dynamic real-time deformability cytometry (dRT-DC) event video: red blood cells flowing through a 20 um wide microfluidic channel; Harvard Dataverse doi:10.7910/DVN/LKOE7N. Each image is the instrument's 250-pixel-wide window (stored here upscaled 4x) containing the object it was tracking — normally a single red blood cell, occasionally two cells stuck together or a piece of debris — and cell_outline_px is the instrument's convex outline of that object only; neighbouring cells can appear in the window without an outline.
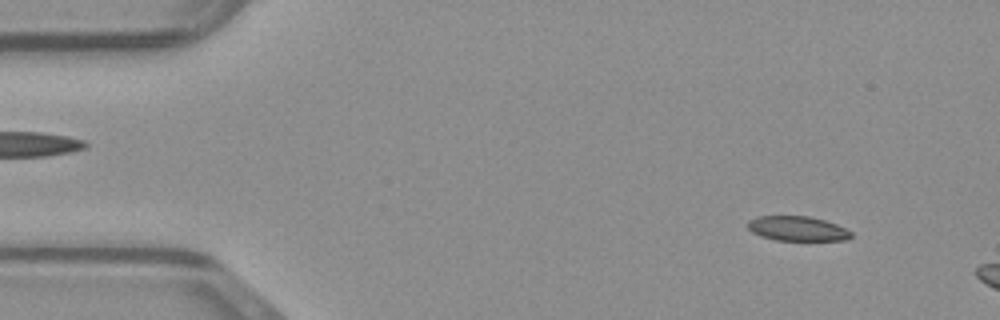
{"species": "common noctule bat (a hibernating species)", "species_latin": "Nyctalus noctula", "temperature_condition": "warm", "stored_images_in_passage": 12, "camera_frame_rate_fps": 3000, "um_per_image_px": 0.085, "animal": {"sex": "male", "body_mass_g": 23.1, "forearm_length_mm": 52.7}, "frame": {"image": 1, "passage_image": 4, "time_ms": 1.0, "image_size_px": [1000, 320], "cell_outline_px": [[852, 236], [848, 240], [776, 240], [760, 236], [752, 232], [748, 228], [748, 220], [756, 216], [808, 216], [824, 220], [836, 224], [852, 232]], "centroid_in_image_um": [67.76, 19.43], "position_along_channel_um": 17.2, "area_um2": 14.85}}